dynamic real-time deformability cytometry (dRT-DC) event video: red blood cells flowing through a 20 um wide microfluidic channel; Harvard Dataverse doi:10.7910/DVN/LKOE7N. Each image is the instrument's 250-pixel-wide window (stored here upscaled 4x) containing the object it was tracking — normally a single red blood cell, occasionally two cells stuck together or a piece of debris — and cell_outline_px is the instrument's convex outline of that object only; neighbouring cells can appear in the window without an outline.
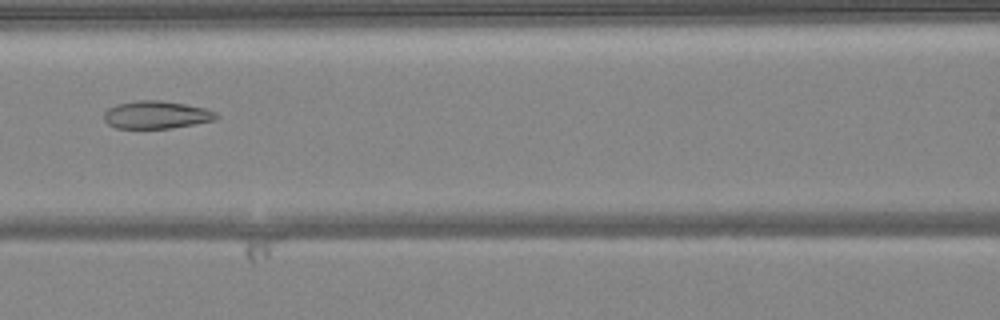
{"species": "common noctule bat (a hibernating species)", "species_latin": "Nyctalus noctula", "temperature_condition": "warm", "stored_images_in_passage": 39, "camera_frame_rate_fps": 3000, "um_per_image_px": 0.085, "animal": {"sex": "female", "body_mass_g": 24.6, "forearm_length_mm": 56.2}, "frame": {"image": 1, "passage_image": 20, "time_ms": 6.333, "image_size_px": [1000, 320], "cell_outline_px": [[220, 116], [216, 120], [196, 124], [172, 128], [116, 128], [108, 124], [104, 120], [104, 112], [108, 108], [116, 104], [136, 100], [160, 100], [184, 104], [204, 108], [216, 112]], "centroid_in_image_um": [13.3, 9.76], "position_along_channel_um": 153.3, "area_um2": 18.26}}
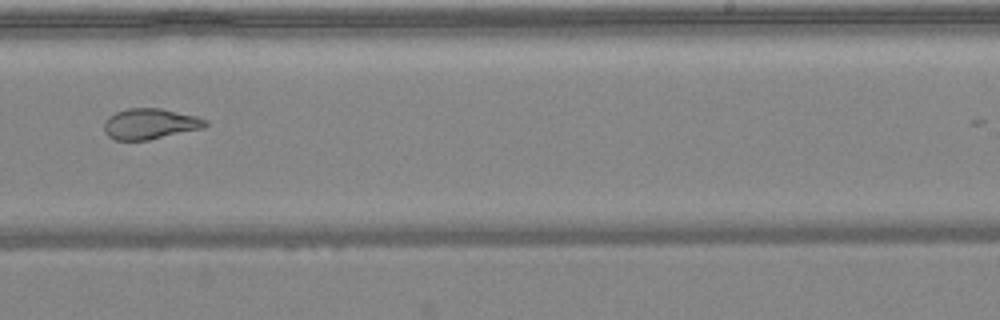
{"frame": {"image": 2, "passage_image": 29, "time_ms": 9.333, "image_size_px": [1000, 320], "cell_outline_px": [[208, 124], [204, 128], [148, 140], [116, 140], [108, 136], [104, 132], [104, 124], [108, 116], [116, 112], [128, 108], [160, 108], [196, 116], [208, 120]], "centroid_in_image_um": [12.76, 10.53], "position_along_channel_um": 276.2, "area_um2": 18.15}}
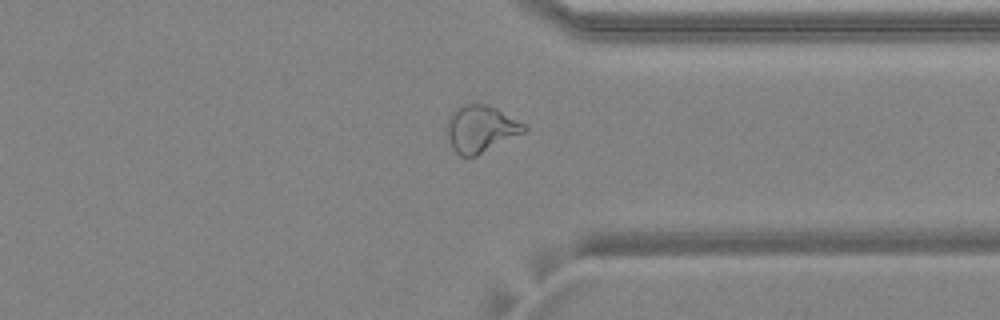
{"frame": {"image": 3, "passage_image": 36, "time_ms": 11.667, "image_size_px": [1000, 320], "cell_outline_px": [[528, 132], [476, 156], [460, 156], [452, 148], [448, 140], [448, 116], [456, 108], [464, 104], [488, 104], [496, 108], [524, 124], [528, 128]], "centroid_in_image_um": [40.89, 10.96], "position_along_channel_um": 370.5, "area_um2": 21.21}}